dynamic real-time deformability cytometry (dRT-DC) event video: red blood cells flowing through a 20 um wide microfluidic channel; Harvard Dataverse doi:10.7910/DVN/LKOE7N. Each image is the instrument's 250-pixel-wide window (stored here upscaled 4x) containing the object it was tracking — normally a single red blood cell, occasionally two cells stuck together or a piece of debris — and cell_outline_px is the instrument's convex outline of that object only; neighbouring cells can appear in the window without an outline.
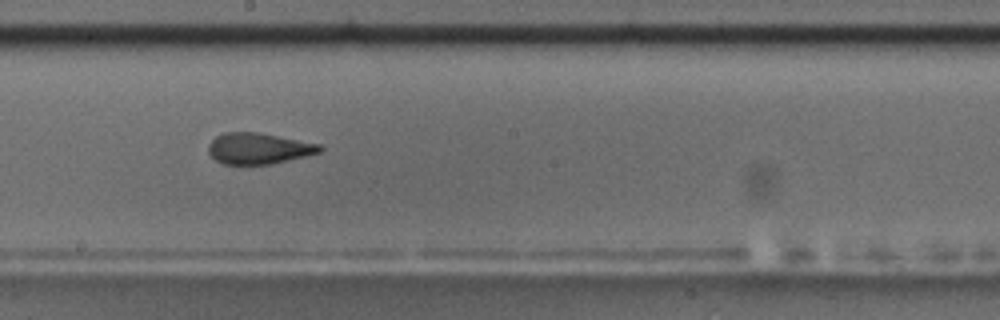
{"species": "common noctule bat (a hibernating species)", "species_latin": "Nyctalus noctula", "temperature_condition": "room temperature", "stored_images_in_passage": 12, "camera_frame_rate_fps": 3000, "um_per_image_px": 0.085, "animal": {"sex": "male", "body_mass_g": 17.5, "forearm_length_mm": 52.3}, "frame": {"image": 1, "passage_image": 6, "time_ms": 5.667, "image_size_px": [1000, 320], "cell_outline_px": [[324, 148], [320, 152], [272, 164], [224, 164], [216, 160], [208, 152], [208, 144], [216, 136], [224, 132], [256, 132], [320, 144]], "centroid_in_image_um": [21.96, 12.62], "position_along_channel_um": 226.2, "area_um2": 20.0}, "authors_computed_cell_mechanics": {"area_um2": 20.2878, "velocity_mm_per_s": 3.4761, "shape_relaxation_time_tau1_ms": 7.2136, "shape_relaxation_time_tau2_ms": 1.3291, "deformation_change_tau1": 0.166, "deformation_change_tau2": 0.0782}}